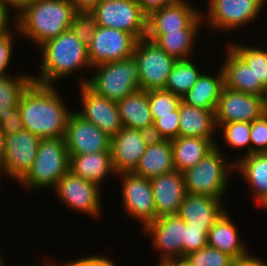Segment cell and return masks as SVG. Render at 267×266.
<instances>
[{"mask_svg":"<svg viewBox=\"0 0 267 266\" xmlns=\"http://www.w3.org/2000/svg\"><path fill=\"white\" fill-rule=\"evenodd\" d=\"M55 85L32 82L21 95L19 111L24 129L40 139L64 138L68 118L67 107Z\"/></svg>","mask_w":267,"mask_h":266,"instance_id":"6da1fadb","label":"cell"},{"mask_svg":"<svg viewBox=\"0 0 267 266\" xmlns=\"http://www.w3.org/2000/svg\"><path fill=\"white\" fill-rule=\"evenodd\" d=\"M41 55L40 71L32 76L33 82L53 85L79 70L91 71L88 49L71 31L65 30L59 36L43 43L39 48ZM83 68V69H82ZM89 69V70H88Z\"/></svg>","mask_w":267,"mask_h":266,"instance_id":"7a4b0ae2","label":"cell"},{"mask_svg":"<svg viewBox=\"0 0 267 266\" xmlns=\"http://www.w3.org/2000/svg\"><path fill=\"white\" fill-rule=\"evenodd\" d=\"M75 12L70 0H32L16 14L18 36L39 48L69 29Z\"/></svg>","mask_w":267,"mask_h":266,"instance_id":"3957f363","label":"cell"},{"mask_svg":"<svg viewBox=\"0 0 267 266\" xmlns=\"http://www.w3.org/2000/svg\"><path fill=\"white\" fill-rule=\"evenodd\" d=\"M91 78H79L78 85L85 84L97 95L118 102L140 89L138 62L134 56L102 63L92 67Z\"/></svg>","mask_w":267,"mask_h":266,"instance_id":"277c9868","label":"cell"},{"mask_svg":"<svg viewBox=\"0 0 267 266\" xmlns=\"http://www.w3.org/2000/svg\"><path fill=\"white\" fill-rule=\"evenodd\" d=\"M223 153L219 143L184 175L187 194L210 196L222 200L228 190L230 171H235V163Z\"/></svg>","mask_w":267,"mask_h":266,"instance_id":"5b68a950","label":"cell"},{"mask_svg":"<svg viewBox=\"0 0 267 266\" xmlns=\"http://www.w3.org/2000/svg\"><path fill=\"white\" fill-rule=\"evenodd\" d=\"M69 163L64 138L41 139L34 163L18 185L29 191L54 189L59 179L69 170Z\"/></svg>","mask_w":267,"mask_h":266,"instance_id":"8992f818","label":"cell"},{"mask_svg":"<svg viewBox=\"0 0 267 266\" xmlns=\"http://www.w3.org/2000/svg\"><path fill=\"white\" fill-rule=\"evenodd\" d=\"M267 0H209L203 22L212 31L235 32L249 23L255 22L263 11Z\"/></svg>","mask_w":267,"mask_h":266,"instance_id":"52a82bcc","label":"cell"},{"mask_svg":"<svg viewBox=\"0 0 267 266\" xmlns=\"http://www.w3.org/2000/svg\"><path fill=\"white\" fill-rule=\"evenodd\" d=\"M91 13L98 26L130 33L138 40L146 37L147 15L137 0H102Z\"/></svg>","mask_w":267,"mask_h":266,"instance_id":"ba28073f","label":"cell"},{"mask_svg":"<svg viewBox=\"0 0 267 266\" xmlns=\"http://www.w3.org/2000/svg\"><path fill=\"white\" fill-rule=\"evenodd\" d=\"M133 56L138 62L140 89H165L169 74L177 60L146 37L137 41Z\"/></svg>","mask_w":267,"mask_h":266,"instance_id":"9c48e42d","label":"cell"},{"mask_svg":"<svg viewBox=\"0 0 267 266\" xmlns=\"http://www.w3.org/2000/svg\"><path fill=\"white\" fill-rule=\"evenodd\" d=\"M99 185L80 178L68 170L54 188L57 198L70 208L99 220L102 213V196Z\"/></svg>","mask_w":267,"mask_h":266,"instance_id":"30bf717a","label":"cell"},{"mask_svg":"<svg viewBox=\"0 0 267 266\" xmlns=\"http://www.w3.org/2000/svg\"><path fill=\"white\" fill-rule=\"evenodd\" d=\"M117 177L122 183L121 203H123L125 214L132 219L139 220L143 229L148 223L158 218L151 181L133 173H120Z\"/></svg>","mask_w":267,"mask_h":266,"instance_id":"8fae6325","label":"cell"},{"mask_svg":"<svg viewBox=\"0 0 267 266\" xmlns=\"http://www.w3.org/2000/svg\"><path fill=\"white\" fill-rule=\"evenodd\" d=\"M40 138L22 129L5 135L2 171L4 176L18 183L31 169L37 155Z\"/></svg>","mask_w":267,"mask_h":266,"instance_id":"7c38bea8","label":"cell"},{"mask_svg":"<svg viewBox=\"0 0 267 266\" xmlns=\"http://www.w3.org/2000/svg\"><path fill=\"white\" fill-rule=\"evenodd\" d=\"M137 41L130 33L98 26L87 47L89 61L93 67L129 58L133 56Z\"/></svg>","mask_w":267,"mask_h":266,"instance_id":"4fadbf2b","label":"cell"},{"mask_svg":"<svg viewBox=\"0 0 267 266\" xmlns=\"http://www.w3.org/2000/svg\"><path fill=\"white\" fill-rule=\"evenodd\" d=\"M198 9V10H197ZM202 11L183 0L164 6L147 16L146 34H166L179 30H200L203 26Z\"/></svg>","mask_w":267,"mask_h":266,"instance_id":"5bb4252c","label":"cell"},{"mask_svg":"<svg viewBox=\"0 0 267 266\" xmlns=\"http://www.w3.org/2000/svg\"><path fill=\"white\" fill-rule=\"evenodd\" d=\"M267 110L262 96L231 90L223 86L215 110L216 126L229 122H248L260 118Z\"/></svg>","mask_w":267,"mask_h":266,"instance_id":"9a60e30c","label":"cell"},{"mask_svg":"<svg viewBox=\"0 0 267 266\" xmlns=\"http://www.w3.org/2000/svg\"><path fill=\"white\" fill-rule=\"evenodd\" d=\"M78 87L83 107L75 112L84 120L92 122L109 137L116 135L123 128L117 102L97 95L85 84Z\"/></svg>","mask_w":267,"mask_h":266,"instance_id":"2e32d148","label":"cell"},{"mask_svg":"<svg viewBox=\"0 0 267 266\" xmlns=\"http://www.w3.org/2000/svg\"><path fill=\"white\" fill-rule=\"evenodd\" d=\"M152 138L151 133L127 127L112 136L110 150L115 173H132Z\"/></svg>","mask_w":267,"mask_h":266,"instance_id":"e0dca14e","label":"cell"},{"mask_svg":"<svg viewBox=\"0 0 267 266\" xmlns=\"http://www.w3.org/2000/svg\"><path fill=\"white\" fill-rule=\"evenodd\" d=\"M64 139L69 155L111 151V137L92 122L84 120L75 110L68 118Z\"/></svg>","mask_w":267,"mask_h":266,"instance_id":"ac0fdd59","label":"cell"},{"mask_svg":"<svg viewBox=\"0 0 267 266\" xmlns=\"http://www.w3.org/2000/svg\"><path fill=\"white\" fill-rule=\"evenodd\" d=\"M152 238L160 259H183L185 222L178 215L164 216L148 223L142 230Z\"/></svg>","mask_w":267,"mask_h":266,"instance_id":"d6986e66","label":"cell"},{"mask_svg":"<svg viewBox=\"0 0 267 266\" xmlns=\"http://www.w3.org/2000/svg\"><path fill=\"white\" fill-rule=\"evenodd\" d=\"M158 218L177 215L185 198L184 175L176 170L150 179Z\"/></svg>","mask_w":267,"mask_h":266,"instance_id":"ffe728a7","label":"cell"},{"mask_svg":"<svg viewBox=\"0 0 267 266\" xmlns=\"http://www.w3.org/2000/svg\"><path fill=\"white\" fill-rule=\"evenodd\" d=\"M224 205L210 196L186 194L177 215L191 227L211 228L226 211Z\"/></svg>","mask_w":267,"mask_h":266,"instance_id":"44dd1931","label":"cell"},{"mask_svg":"<svg viewBox=\"0 0 267 266\" xmlns=\"http://www.w3.org/2000/svg\"><path fill=\"white\" fill-rule=\"evenodd\" d=\"M225 58L221 65L224 73V86L235 91L262 96L265 87L255 83L252 67L229 46L225 48Z\"/></svg>","mask_w":267,"mask_h":266,"instance_id":"7402d4cb","label":"cell"},{"mask_svg":"<svg viewBox=\"0 0 267 266\" xmlns=\"http://www.w3.org/2000/svg\"><path fill=\"white\" fill-rule=\"evenodd\" d=\"M174 170L171 141L152 138L132 173L151 179Z\"/></svg>","mask_w":267,"mask_h":266,"instance_id":"603a6c76","label":"cell"},{"mask_svg":"<svg viewBox=\"0 0 267 266\" xmlns=\"http://www.w3.org/2000/svg\"><path fill=\"white\" fill-rule=\"evenodd\" d=\"M235 171L249 185L256 203L267 204V153H253L243 156L235 162Z\"/></svg>","mask_w":267,"mask_h":266,"instance_id":"cb8c5ba5","label":"cell"},{"mask_svg":"<svg viewBox=\"0 0 267 266\" xmlns=\"http://www.w3.org/2000/svg\"><path fill=\"white\" fill-rule=\"evenodd\" d=\"M215 110H205L189 106L184 102L179 104V137H199L217 140Z\"/></svg>","mask_w":267,"mask_h":266,"instance_id":"d4e9b609","label":"cell"},{"mask_svg":"<svg viewBox=\"0 0 267 266\" xmlns=\"http://www.w3.org/2000/svg\"><path fill=\"white\" fill-rule=\"evenodd\" d=\"M238 230L226 210L209 229L208 246L228 254L233 259L247 255L249 249L240 239L241 233Z\"/></svg>","mask_w":267,"mask_h":266,"instance_id":"484cf974","label":"cell"},{"mask_svg":"<svg viewBox=\"0 0 267 266\" xmlns=\"http://www.w3.org/2000/svg\"><path fill=\"white\" fill-rule=\"evenodd\" d=\"M123 127L151 133L154 122L148 102V91L139 89L117 102Z\"/></svg>","mask_w":267,"mask_h":266,"instance_id":"4316f807","label":"cell"},{"mask_svg":"<svg viewBox=\"0 0 267 266\" xmlns=\"http://www.w3.org/2000/svg\"><path fill=\"white\" fill-rule=\"evenodd\" d=\"M69 170L80 178L101 187L109 175H117L112 164L111 151L69 155ZM109 174V175H108Z\"/></svg>","mask_w":267,"mask_h":266,"instance_id":"83f0119b","label":"cell"},{"mask_svg":"<svg viewBox=\"0 0 267 266\" xmlns=\"http://www.w3.org/2000/svg\"><path fill=\"white\" fill-rule=\"evenodd\" d=\"M223 86L224 73L221 66L215 75L202 72L191 90L181 97V101L189 106L216 110Z\"/></svg>","mask_w":267,"mask_h":266,"instance_id":"f1b7e54d","label":"cell"},{"mask_svg":"<svg viewBox=\"0 0 267 266\" xmlns=\"http://www.w3.org/2000/svg\"><path fill=\"white\" fill-rule=\"evenodd\" d=\"M216 142L218 141L199 137H178L171 140L175 170L184 173L195 166L215 147Z\"/></svg>","mask_w":267,"mask_h":266,"instance_id":"f546056e","label":"cell"},{"mask_svg":"<svg viewBox=\"0 0 267 266\" xmlns=\"http://www.w3.org/2000/svg\"><path fill=\"white\" fill-rule=\"evenodd\" d=\"M198 33L199 30H179L166 34H146V38L155 42L169 56L182 60L192 57Z\"/></svg>","mask_w":267,"mask_h":266,"instance_id":"4dcf8cb0","label":"cell"},{"mask_svg":"<svg viewBox=\"0 0 267 266\" xmlns=\"http://www.w3.org/2000/svg\"><path fill=\"white\" fill-rule=\"evenodd\" d=\"M33 75L0 76V119L18 107L21 95L33 82Z\"/></svg>","mask_w":267,"mask_h":266,"instance_id":"1f68e13d","label":"cell"},{"mask_svg":"<svg viewBox=\"0 0 267 266\" xmlns=\"http://www.w3.org/2000/svg\"><path fill=\"white\" fill-rule=\"evenodd\" d=\"M201 74V70L192 58L177 60L164 90L182 97L196 84Z\"/></svg>","mask_w":267,"mask_h":266,"instance_id":"d6a6232c","label":"cell"},{"mask_svg":"<svg viewBox=\"0 0 267 266\" xmlns=\"http://www.w3.org/2000/svg\"><path fill=\"white\" fill-rule=\"evenodd\" d=\"M255 73V83L267 84V50L259 46H250L229 42L228 44Z\"/></svg>","mask_w":267,"mask_h":266,"instance_id":"836d02e7","label":"cell"},{"mask_svg":"<svg viewBox=\"0 0 267 266\" xmlns=\"http://www.w3.org/2000/svg\"><path fill=\"white\" fill-rule=\"evenodd\" d=\"M217 130H221L223 134V140L226 142V145L230 147V149L233 148L235 150L247 147V152L235 158L236 160L234 159L233 162H236L243 156L251 154L250 123L241 121L223 123L218 126Z\"/></svg>","mask_w":267,"mask_h":266,"instance_id":"e575fe53","label":"cell"},{"mask_svg":"<svg viewBox=\"0 0 267 266\" xmlns=\"http://www.w3.org/2000/svg\"><path fill=\"white\" fill-rule=\"evenodd\" d=\"M184 266H231L233 258L228 254L206 246L183 257Z\"/></svg>","mask_w":267,"mask_h":266,"instance_id":"d590c367","label":"cell"},{"mask_svg":"<svg viewBox=\"0 0 267 266\" xmlns=\"http://www.w3.org/2000/svg\"><path fill=\"white\" fill-rule=\"evenodd\" d=\"M151 116L154 122L153 138L171 141L179 137V106L172 114Z\"/></svg>","mask_w":267,"mask_h":266,"instance_id":"8d00e7d4","label":"cell"},{"mask_svg":"<svg viewBox=\"0 0 267 266\" xmlns=\"http://www.w3.org/2000/svg\"><path fill=\"white\" fill-rule=\"evenodd\" d=\"M148 102L151 115H166L178 108L181 97L164 89L149 90Z\"/></svg>","mask_w":267,"mask_h":266,"instance_id":"74e56055","label":"cell"},{"mask_svg":"<svg viewBox=\"0 0 267 266\" xmlns=\"http://www.w3.org/2000/svg\"><path fill=\"white\" fill-rule=\"evenodd\" d=\"M98 24L91 12H75L70 25L71 31L85 45L89 46Z\"/></svg>","mask_w":267,"mask_h":266,"instance_id":"f35d334b","label":"cell"},{"mask_svg":"<svg viewBox=\"0 0 267 266\" xmlns=\"http://www.w3.org/2000/svg\"><path fill=\"white\" fill-rule=\"evenodd\" d=\"M251 154L267 153V112L250 123Z\"/></svg>","mask_w":267,"mask_h":266,"instance_id":"ab89813d","label":"cell"},{"mask_svg":"<svg viewBox=\"0 0 267 266\" xmlns=\"http://www.w3.org/2000/svg\"><path fill=\"white\" fill-rule=\"evenodd\" d=\"M210 228H195L185 223L183 257L208 245L207 234Z\"/></svg>","mask_w":267,"mask_h":266,"instance_id":"60d3db41","label":"cell"},{"mask_svg":"<svg viewBox=\"0 0 267 266\" xmlns=\"http://www.w3.org/2000/svg\"><path fill=\"white\" fill-rule=\"evenodd\" d=\"M12 15H15L13 16L14 18L12 19V21L14 23L12 22V24H15L13 28H15L16 31H11L10 33L0 37V76L9 75V73H7V68L9 67L11 60H13V45L15 43L13 42V38H15L14 35L16 33H19L18 28L16 26V14L13 13ZM12 32H14V34Z\"/></svg>","mask_w":267,"mask_h":266,"instance_id":"b9f144b4","label":"cell"},{"mask_svg":"<svg viewBox=\"0 0 267 266\" xmlns=\"http://www.w3.org/2000/svg\"><path fill=\"white\" fill-rule=\"evenodd\" d=\"M0 129L4 135H12L24 129L18 107L0 119Z\"/></svg>","mask_w":267,"mask_h":266,"instance_id":"7bdbcfd3","label":"cell"},{"mask_svg":"<svg viewBox=\"0 0 267 266\" xmlns=\"http://www.w3.org/2000/svg\"><path fill=\"white\" fill-rule=\"evenodd\" d=\"M70 266H116L115 262L112 261L105 254L98 255H86L85 257H78L76 260L69 262Z\"/></svg>","mask_w":267,"mask_h":266,"instance_id":"ee69618b","label":"cell"},{"mask_svg":"<svg viewBox=\"0 0 267 266\" xmlns=\"http://www.w3.org/2000/svg\"><path fill=\"white\" fill-rule=\"evenodd\" d=\"M181 1L183 0H137V3L139 4L142 11L148 16L155 10Z\"/></svg>","mask_w":267,"mask_h":266,"instance_id":"f6af8a7d","label":"cell"},{"mask_svg":"<svg viewBox=\"0 0 267 266\" xmlns=\"http://www.w3.org/2000/svg\"><path fill=\"white\" fill-rule=\"evenodd\" d=\"M11 8L0 0V37L10 33L11 30Z\"/></svg>","mask_w":267,"mask_h":266,"instance_id":"bcb514c9","label":"cell"},{"mask_svg":"<svg viewBox=\"0 0 267 266\" xmlns=\"http://www.w3.org/2000/svg\"><path fill=\"white\" fill-rule=\"evenodd\" d=\"M231 266H267V263L259 257H254L252 254L248 253L243 257L234 259Z\"/></svg>","mask_w":267,"mask_h":266,"instance_id":"7dc6e473","label":"cell"},{"mask_svg":"<svg viewBox=\"0 0 267 266\" xmlns=\"http://www.w3.org/2000/svg\"><path fill=\"white\" fill-rule=\"evenodd\" d=\"M77 12H91L102 0H70Z\"/></svg>","mask_w":267,"mask_h":266,"instance_id":"c3c4849f","label":"cell"},{"mask_svg":"<svg viewBox=\"0 0 267 266\" xmlns=\"http://www.w3.org/2000/svg\"><path fill=\"white\" fill-rule=\"evenodd\" d=\"M7 6L12 8V11L16 14L30 1L32 0H2Z\"/></svg>","mask_w":267,"mask_h":266,"instance_id":"681fc988","label":"cell"},{"mask_svg":"<svg viewBox=\"0 0 267 266\" xmlns=\"http://www.w3.org/2000/svg\"><path fill=\"white\" fill-rule=\"evenodd\" d=\"M156 266H184L183 260L179 259H160Z\"/></svg>","mask_w":267,"mask_h":266,"instance_id":"f907efd6","label":"cell"},{"mask_svg":"<svg viewBox=\"0 0 267 266\" xmlns=\"http://www.w3.org/2000/svg\"><path fill=\"white\" fill-rule=\"evenodd\" d=\"M4 142H5V135L0 129V169L1 170H2L3 157H4Z\"/></svg>","mask_w":267,"mask_h":266,"instance_id":"816d5d0a","label":"cell"},{"mask_svg":"<svg viewBox=\"0 0 267 266\" xmlns=\"http://www.w3.org/2000/svg\"><path fill=\"white\" fill-rule=\"evenodd\" d=\"M59 264L60 263H55L54 261L53 262L52 261L51 262H49V261L47 262V259H46V262L45 261L44 262L43 261L42 262L40 261V263L39 264H36L35 266H60ZM63 266H70L69 265V262L64 263Z\"/></svg>","mask_w":267,"mask_h":266,"instance_id":"f5cc1de1","label":"cell"},{"mask_svg":"<svg viewBox=\"0 0 267 266\" xmlns=\"http://www.w3.org/2000/svg\"><path fill=\"white\" fill-rule=\"evenodd\" d=\"M262 99H263L264 107L267 110V84L265 86L264 93L262 95Z\"/></svg>","mask_w":267,"mask_h":266,"instance_id":"db71d44e","label":"cell"},{"mask_svg":"<svg viewBox=\"0 0 267 266\" xmlns=\"http://www.w3.org/2000/svg\"><path fill=\"white\" fill-rule=\"evenodd\" d=\"M8 264L5 263V259H3V256L0 253V266H7Z\"/></svg>","mask_w":267,"mask_h":266,"instance_id":"11a10c76","label":"cell"},{"mask_svg":"<svg viewBox=\"0 0 267 266\" xmlns=\"http://www.w3.org/2000/svg\"><path fill=\"white\" fill-rule=\"evenodd\" d=\"M2 175H3V177H4L3 171L0 169V178H1V179H2V177H1ZM1 179H0V180H1ZM0 185H1V181H0Z\"/></svg>","mask_w":267,"mask_h":266,"instance_id":"9f6ffc18","label":"cell"}]
</instances>
